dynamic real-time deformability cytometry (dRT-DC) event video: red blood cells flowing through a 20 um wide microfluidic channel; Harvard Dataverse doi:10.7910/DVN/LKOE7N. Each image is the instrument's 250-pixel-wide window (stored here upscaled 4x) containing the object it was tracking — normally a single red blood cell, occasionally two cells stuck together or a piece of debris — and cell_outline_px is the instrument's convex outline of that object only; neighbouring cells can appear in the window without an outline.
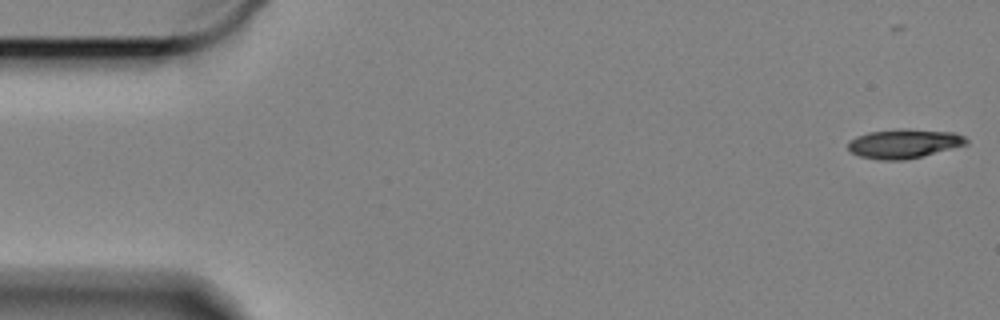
{"species": "Egyptian fruit bat (a non-hibernating species)", "species_latin": "Rousettus aegyptiacus", "temperature_condition": "cold", "stored_images_in_passage": 9, "camera_frame_rate_fps": 3000, "um_per_image_px": 0.085, "animal": {"sex": "female"}, "frame": {"image": 1, "passage_image": 1, "time_ms": 0.0, "image_size_px": [1000, 320], "cell_outline_px": [[968, 144], [904, 160], [880, 160], [860, 156], [848, 152], [848, 140], [856, 136], [868, 132], [952, 132], [964, 136], [968, 140]], "centroid_in_image_um": [76.76, 12.27], "position_along_channel_um": 8.2, "area_um2": 18.9}}